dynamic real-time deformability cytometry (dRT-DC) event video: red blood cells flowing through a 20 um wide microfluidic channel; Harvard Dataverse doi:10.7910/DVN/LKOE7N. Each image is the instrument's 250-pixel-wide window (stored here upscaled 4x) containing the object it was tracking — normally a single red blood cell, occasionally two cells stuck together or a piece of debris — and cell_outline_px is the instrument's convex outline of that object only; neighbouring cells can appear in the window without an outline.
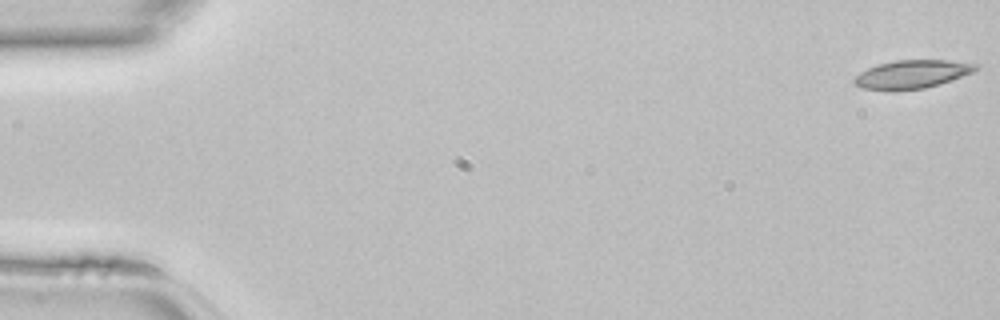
{"species": "common noctule bat (a hibernating species)", "species_latin": "Nyctalus noctula", "temperature_condition": "room temperature", "stored_images_in_passage": 46, "camera_frame_rate_fps": 3000, "um_per_image_px": 0.085, "animal": {"sex": "female", "body_mass_g": 22.7, "forearm_length_mm": 54.2}, "frame": {"image": 1, "passage_image": 1, "time_ms": 0.0, "image_size_px": [1000, 320], "cell_outline_px": [[980, 68], [972, 72], [940, 84], [924, 88], [896, 92], [888, 92], [860, 88], [852, 80], [860, 72], [876, 64], [896, 60], [948, 60], [980, 64]], "centroid_in_image_um": [77.48, 6.33], "position_along_channel_um": 7.5, "area_um2": 20.52}}
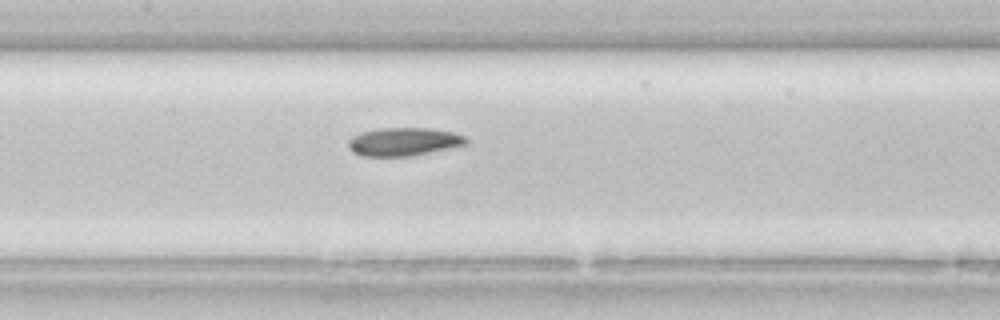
{"frame": {"image": 2, "passage_image": 22, "time_ms": 7.0, "image_size_px": [1000, 320], "cell_outline_px": [[468, 144], [412, 156], [360, 156], [352, 152], [348, 148], [348, 140], [352, 136], [360, 132], [380, 128], [428, 128], [452, 132], [468, 136]], "centroid_in_image_um": [34.31, 12.05], "position_along_channel_um": 173.1, "area_um2": 19.59}}
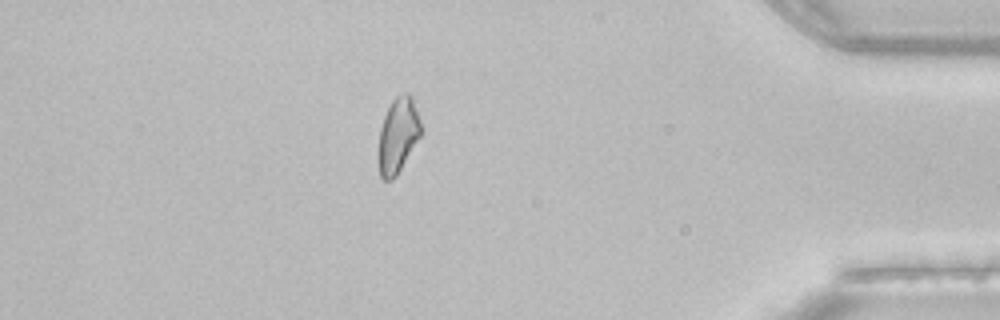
{"frame": {"image": 3, "passage_image": 40, "time_ms": 13.0, "image_size_px": [1000, 320], "cell_outline_px": [[420, 136], [396, 176], [392, 180], [384, 180], [380, 176], [376, 160], [376, 152], [380, 128], [384, 116], [392, 100], [396, 96], [404, 92], [408, 92], [412, 96], [420, 120]], "centroid_in_image_um": [33.77, 11.52], "position_along_channel_um": 401.4, "area_um2": 18.9}}